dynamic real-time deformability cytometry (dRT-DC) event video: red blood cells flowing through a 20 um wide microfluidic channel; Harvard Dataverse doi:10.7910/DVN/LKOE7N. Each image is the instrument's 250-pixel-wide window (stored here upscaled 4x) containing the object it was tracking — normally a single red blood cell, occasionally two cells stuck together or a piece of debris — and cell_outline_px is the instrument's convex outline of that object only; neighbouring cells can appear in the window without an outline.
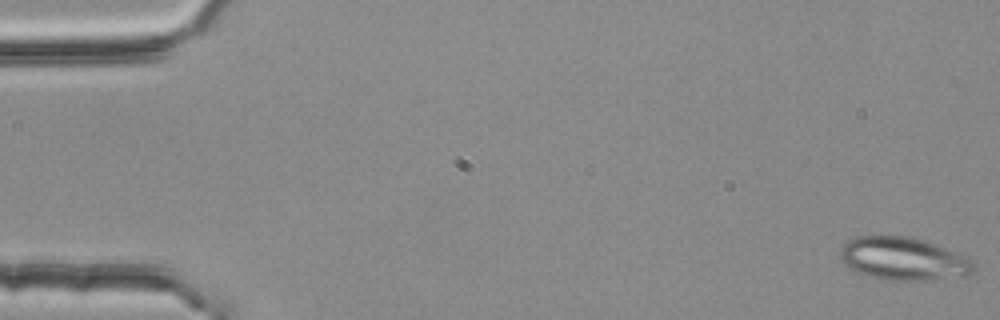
{"species": "common noctule bat (a hibernating species)", "species_latin": "Nyctalus noctula", "temperature_condition": "room temperature", "stored_images_in_passage": 53, "camera_frame_rate_fps": 3000, "um_per_image_px": 0.085, "animal": {"sex": "female", "body_mass_g": 25.1}, "frame": {"image": 1, "passage_image": 1, "time_ms": 0.0, "image_size_px": [1000, 320], "cell_outline_px": [[976, 268], [972, 272], [964, 276], [924, 280], [884, 280], [856, 272], [840, 256], [840, 248], [848, 240], [856, 236], [912, 236], [924, 240], [968, 256], [976, 264]], "centroid_in_image_um": [76.84, 21.99], "position_along_channel_um": 8.2, "area_um2": 33.41}}
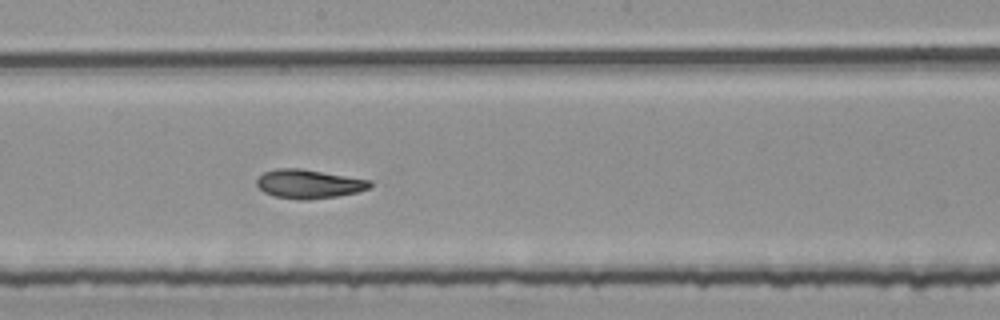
{"frame": {"image": 2, "passage_image": 30, "time_ms": 9.667, "image_size_px": [1000, 320], "cell_outline_px": [[372, 188], [356, 192], [336, 196], [308, 200], [300, 200], [276, 196], [264, 192], [256, 184], [256, 180], [264, 172], [276, 168], [300, 168], [372, 180]], "centroid_in_image_um": [26.27, 15.63], "position_along_channel_um": 221.9, "area_um2": 19.07}}
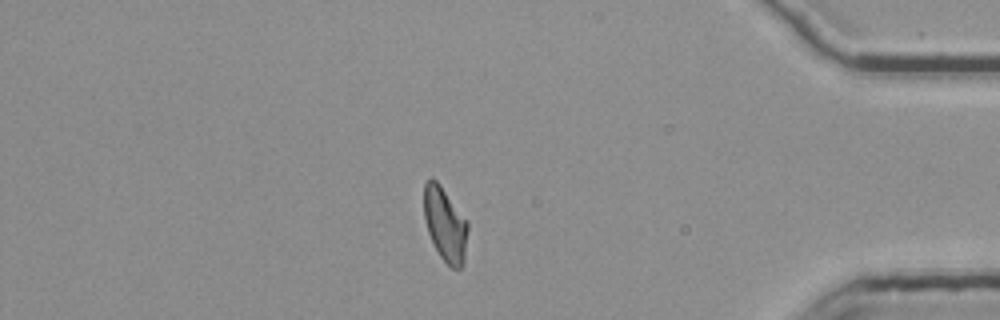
{"frame": {"image": 3, "passage_image": 47, "time_ms": 15.333, "image_size_px": [1000, 320], "cell_outline_px": [[468, 228], [464, 264], [460, 268], [452, 268], [440, 256], [428, 232], [424, 216], [424, 184], [432, 176], [440, 184], [468, 220]], "centroid_in_image_um": [37.85, 19.04], "position_along_channel_um": 397.3, "area_um2": 18.96}, "authors_computed_cell_mechanics": {"area_um2": 19.363, "velocity_mm_per_s": 3.7654, "shape_relaxation_time_tau1_ms": 8.4876, "shape_relaxation_time_tau2_ms": 3.0126, "deformation_change_tau1": 0.1801, "deformation_change_tau2": 0.089}}